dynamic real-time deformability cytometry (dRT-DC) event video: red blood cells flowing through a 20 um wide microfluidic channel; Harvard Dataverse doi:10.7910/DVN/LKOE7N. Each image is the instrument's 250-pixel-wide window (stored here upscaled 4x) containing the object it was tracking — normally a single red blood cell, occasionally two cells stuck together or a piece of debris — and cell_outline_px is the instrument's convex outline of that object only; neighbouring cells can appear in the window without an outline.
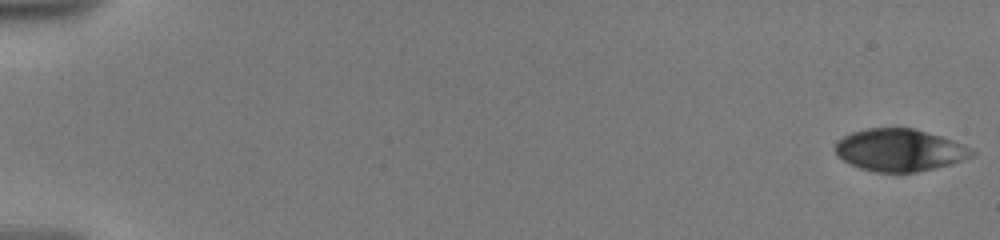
{"species": "human", "species_latin": "Homo sapiens", "temperature_condition": "warm", "stored_images_in_passage": 25, "camera_frame_rate_fps": 3000, "um_per_image_px": 0.085, "donor": {"sex": "male"}, "frame": {"image": 1, "passage_image": 1, "time_ms": 0.0, "image_size_px": [1000, 240], "cell_outline_px": [[976, 156], [952, 164], [916, 172], [876, 172], [860, 168], [844, 160], [836, 152], [836, 144], [844, 136], [852, 132], [868, 128], [912, 128], [940, 136], [952, 140], [972, 148], [976, 152]], "centroid_in_image_um": [76.53, 12.76], "position_along_channel_um": 8.5, "area_um2": 33.41}}
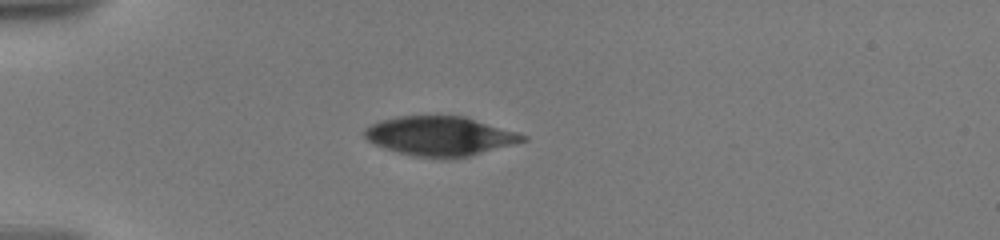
{"frame": {"image": 2, "passage_image": 18, "time_ms": 5.333, "image_size_px": [1000, 240], "cell_outline_px": [[528, 140], [468, 156], [444, 160], [440, 160], [412, 156], [384, 148], [368, 140], [364, 136], [364, 128], [380, 120], [400, 116], [464, 116], [516, 132], [528, 136]], "centroid_in_image_um": [37.38, 11.58], "position_along_channel_um": 47.6, "area_um2": 36.3}}
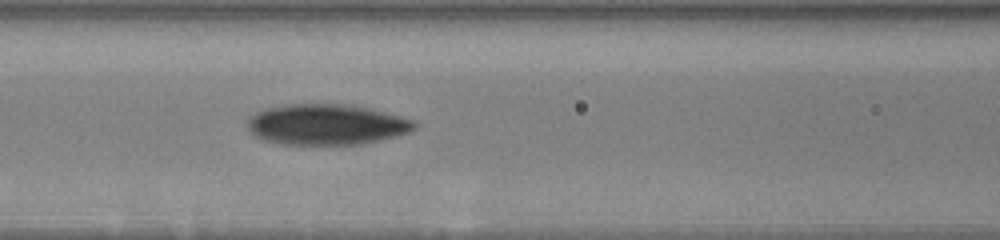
{"frame": {"image": 3, "passage_image": 25, "time_ms": 8.667, "image_size_px": [1000, 240], "cell_outline_px": [[416, 128], [408, 132], [396, 136], [360, 144], [284, 144], [264, 140], [256, 136], [248, 128], [248, 116], [256, 112], [268, 108], [288, 104], [352, 104], [372, 108], [416, 120]], "centroid_in_image_um": [27.79, 10.57], "position_along_channel_um": 138.8, "area_um2": 39.65}}